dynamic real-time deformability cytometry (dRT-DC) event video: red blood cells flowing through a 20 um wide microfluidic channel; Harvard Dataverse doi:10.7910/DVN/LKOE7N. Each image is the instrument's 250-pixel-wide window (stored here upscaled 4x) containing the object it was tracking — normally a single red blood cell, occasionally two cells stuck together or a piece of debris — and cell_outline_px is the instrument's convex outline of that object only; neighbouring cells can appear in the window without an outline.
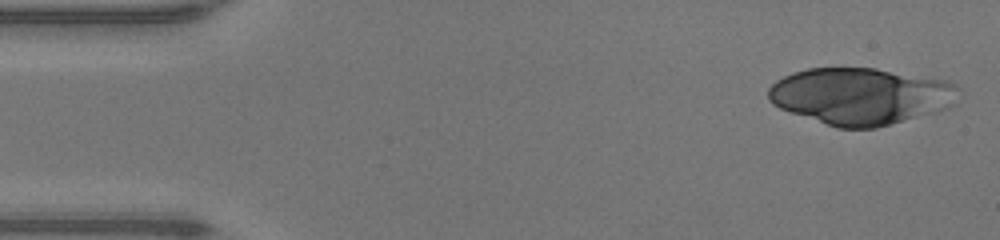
{"species": "human", "species_latin": "Homo sapiens", "temperature_condition": "warm", "stored_images_in_passage": 18, "camera_frame_rate_fps": 3000, "um_per_image_px": 0.085, "donor": {"sex": "male"}, "frame": {"image": 1, "passage_image": 1, "time_ms": 0.0, "image_size_px": [1000, 240], "cell_outline_px": [[960, 88], [956, 104], [940, 112], [876, 128], [836, 128], [780, 108], [772, 104], [768, 100], [768, 88], [776, 80], [792, 72], [808, 68], [876, 68], [948, 80], [956, 84]], "centroid_in_image_um": [73.21, 8.17], "position_along_channel_um": 11.8, "area_um2": 63.7}}
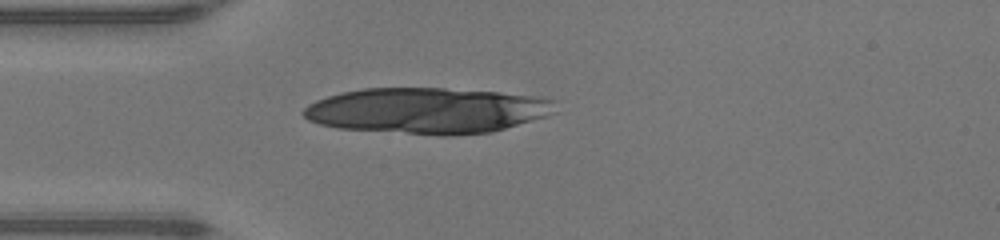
{"frame": {"image": 2, "passage_image": 11, "time_ms": 3.333, "image_size_px": [1000, 240], "cell_outline_px": [[556, 112], [548, 116], [504, 128], [488, 132], [408, 132], [340, 128], [320, 124], [308, 120], [300, 112], [308, 104], [316, 100], [328, 96], [344, 92], [364, 88], [444, 88], [496, 92], [536, 96], [556, 100]], "centroid_in_image_um": [36.31, 9.35], "position_along_channel_um": 48.7, "area_um2": 65.55}}